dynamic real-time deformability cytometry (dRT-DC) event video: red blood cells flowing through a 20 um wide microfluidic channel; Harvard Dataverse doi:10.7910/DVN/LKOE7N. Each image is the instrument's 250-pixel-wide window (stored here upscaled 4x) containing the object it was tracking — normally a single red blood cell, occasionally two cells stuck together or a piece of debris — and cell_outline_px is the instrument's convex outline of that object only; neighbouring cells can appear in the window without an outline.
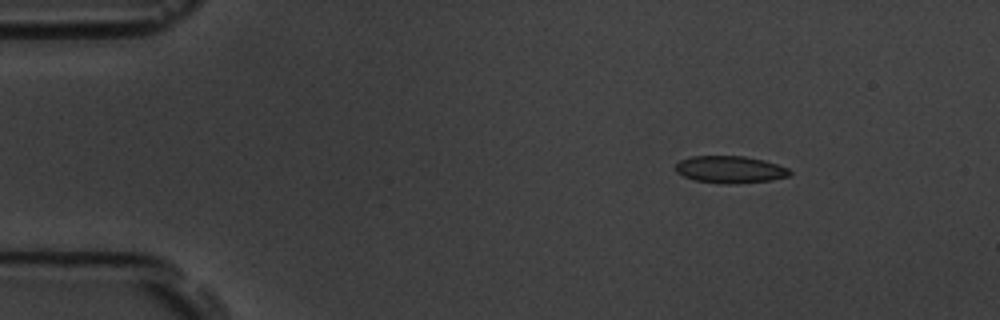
{"species": "common noctule bat (a hibernating species)", "species_latin": "Nyctalus noctula", "temperature_condition": "room temperature", "stored_images_in_passage": 9, "camera_frame_rate_fps": 3000, "um_per_image_px": 0.085, "animal": {"sex": "male", "body_mass_g": 19.5, "forearm_length_mm": 54.6}, "frame": {"image": 1, "passage_image": 1, "time_ms": 0.0, "image_size_px": [1000, 320], "cell_outline_px": [[792, 172], [788, 176], [772, 180], [732, 184], [724, 184], [696, 180], [684, 176], [676, 172], [676, 164], [680, 160], [692, 156], [744, 156], [764, 160], [788, 168]], "centroid_in_image_um": [62.06, 14.41], "position_along_channel_um": 22.9, "area_um2": 17.98}}
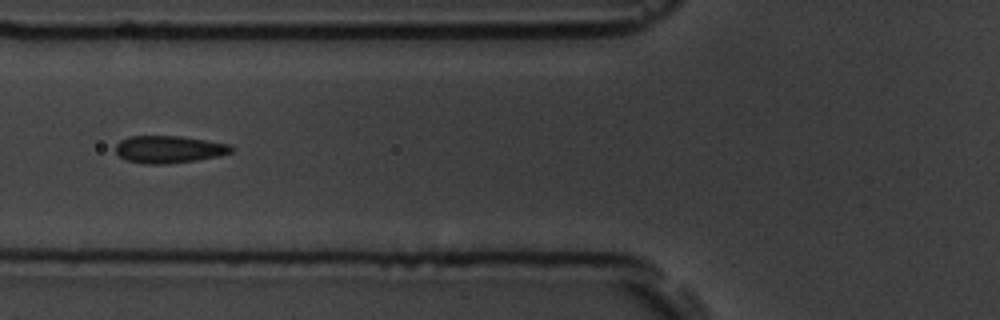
{"frame": {"image": 2, "passage_image": 5, "time_ms": 4.667, "image_size_px": [1000, 320], "cell_outline_px": [[236, 148], [232, 152], [220, 156], [196, 160], [164, 164], [144, 164], [128, 160], [120, 156], [116, 152], [116, 144], [120, 140], [128, 136], [180, 136], [228, 144]], "centroid_in_image_um": [14.37, 12.69], "position_along_channel_um": 111.4, "area_um2": 18.38}}
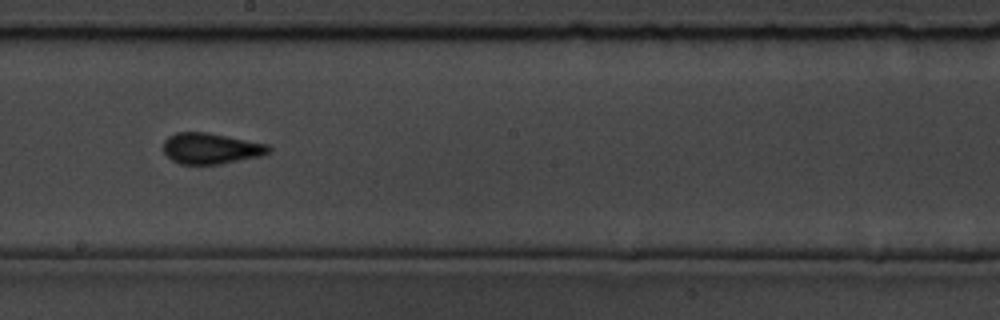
{"frame": {"image": 3, "passage_image": 8, "time_ms": 8.0, "image_size_px": [1000, 320], "cell_outline_px": [[272, 152], [260, 156], [220, 164], [180, 164], [172, 160], [164, 152], [164, 140], [168, 136], [176, 132], [208, 132], [268, 144], [272, 148]], "centroid_in_image_um": [17.95, 12.61], "position_along_channel_um": 230.3, "area_um2": 19.07}}